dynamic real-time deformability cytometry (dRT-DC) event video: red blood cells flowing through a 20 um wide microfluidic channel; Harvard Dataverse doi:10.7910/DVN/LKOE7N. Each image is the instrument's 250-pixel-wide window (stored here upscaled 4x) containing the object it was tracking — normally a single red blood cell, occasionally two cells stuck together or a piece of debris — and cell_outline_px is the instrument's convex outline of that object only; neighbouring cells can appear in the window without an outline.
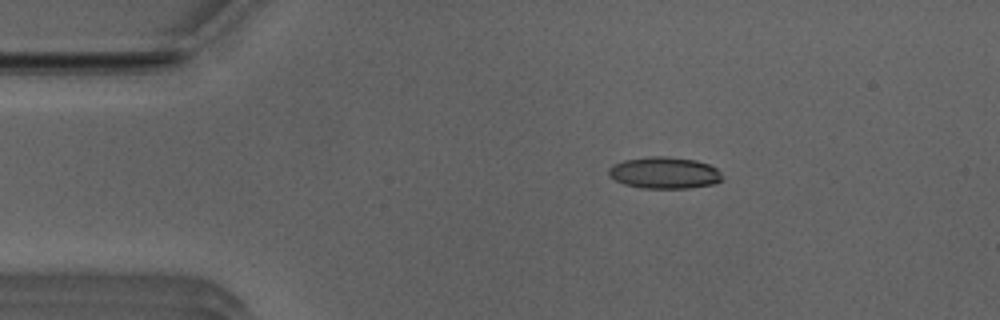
{"species": "Egyptian fruit bat (a non-hibernating species)", "species_latin": "Rousettus aegyptiacus", "temperature_condition": "room temperature", "stored_images_in_passage": 44, "camera_frame_rate_fps": 3000, "um_per_image_px": 0.085, "animal": {"sex": "male"}, "frame": {"image": 1, "passage_image": 1, "time_ms": 0.0, "image_size_px": [1000, 320], "cell_outline_px": [[720, 180], [712, 184], [688, 188], [644, 188], [624, 184], [616, 180], [608, 172], [608, 168], [612, 164], [624, 160], [648, 156], [664, 156], [696, 160], [708, 164], [716, 168], [720, 172]], "centroid_in_image_um": [56.44, 14.67], "position_along_channel_um": 28.6, "area_um2": 20.75}}
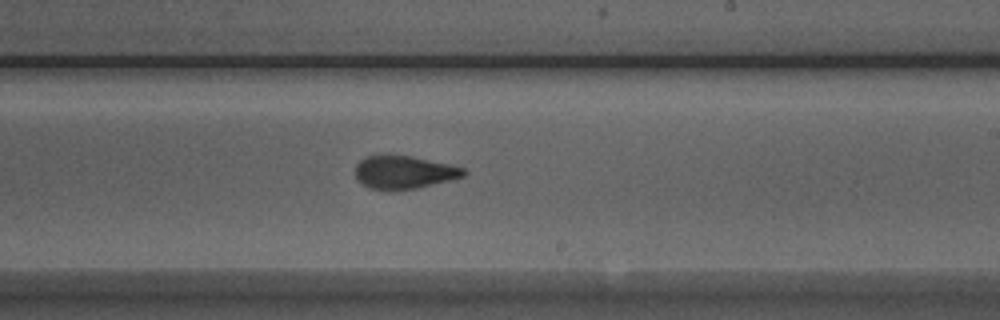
{"frame": {"image": 2, "passage_image": 22, "time_ms": 7.0, "image_size_px": [1000, 320], "cell_outline_px": [[468, 172], [464, 176], [416, 188], [396, 192], [388, 192], [368, 188], [356, 180], [356, 164], [364, 156], [388, 152], [448, 164], [464, 168]], "centroid_in_image_um": [34.24, 14.64], "position_along_channel_um": 254.8, "area_um2": 21.56}}
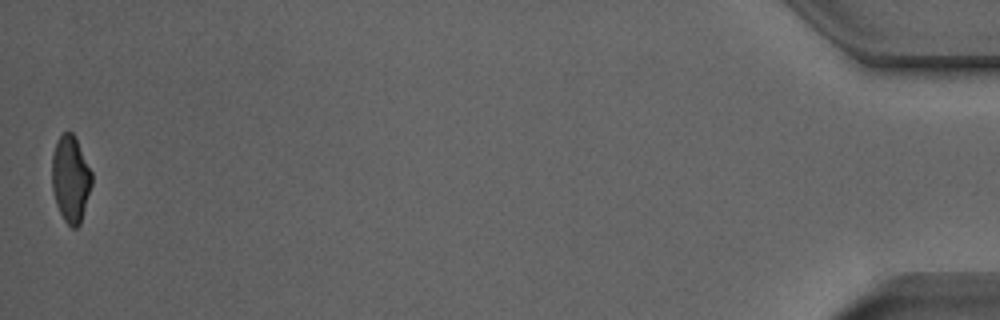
{"frame": {"image": 3, "passage_image": 43, "time_ms": 14.0, "image_size_px": [1000, 320], "cell_outline_px": [[92, 184], [80, 224], [76, 228], [72, 228], [64, 220], [56, 204], [52, 188], [52, 156], [56, 140], [64, 132], [72, 132], [92, 172]], "centroid_in_image_um": [5.99, 15.22], "position_along_channel_um": 429.2, "area_um2": 19.94}}